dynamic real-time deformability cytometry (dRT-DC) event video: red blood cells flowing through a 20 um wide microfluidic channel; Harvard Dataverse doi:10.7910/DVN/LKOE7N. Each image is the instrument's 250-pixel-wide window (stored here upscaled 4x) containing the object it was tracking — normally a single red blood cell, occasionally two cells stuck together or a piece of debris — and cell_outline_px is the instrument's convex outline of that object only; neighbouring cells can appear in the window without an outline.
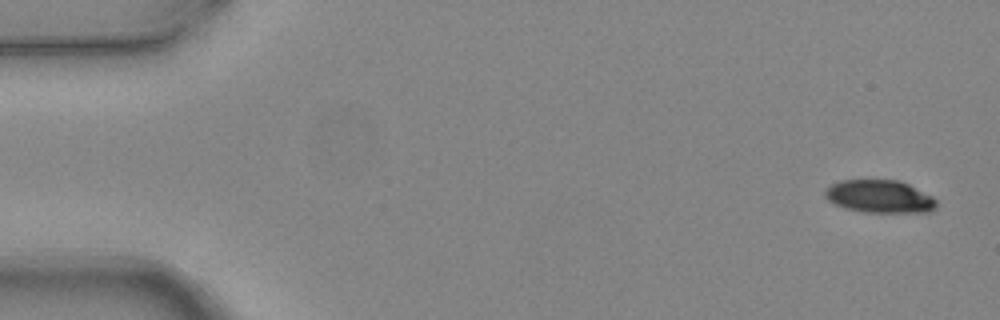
{"species": "common noctule bat (a hibernating species)", "species_latin": "Nyctalus noctula", "temperature_condition": "warm", "stored_images_in_passage": 6, "segment_of_instrument_passage": [1, 2], "camera_frame_rate_fps": 3000, "um_per_image_px": 0.085, "animal": {"sex": "female", "body_mass_g": 24.6, "forearm_length_mm": 56.2}, "frame": {"image": 1, "passage_image": 1, "time_ms": 0.0, "image_size_px": [1000, 320], "cell_outline_px": [[936, 208], [928, 212], [864, 212], [844, 208], [828, 200], [824, 196], [824, 192], [832, 184], [840, 180], [900, 180], [932, 196], [936, 200]], "centroid_in_image_um": [74.76, 16.7], "position_along_channel_um": 10.2, "area_um2": 21.21}}
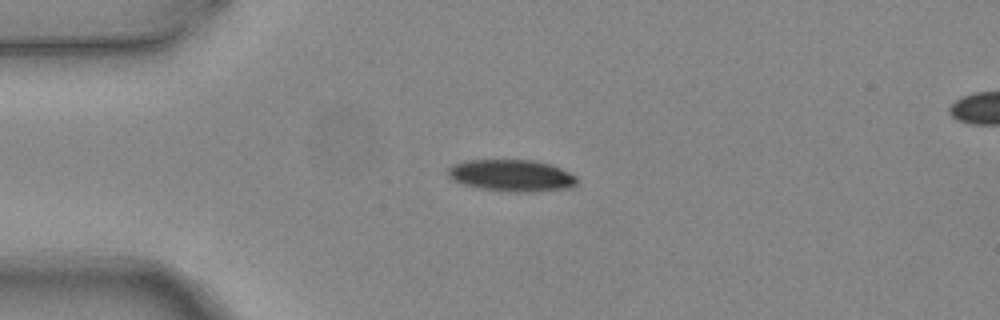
{"frame": {"image": 2, "passage_image": 4, "time_ms": 1.0, "image_size_px": [1000, 320], "cell_outline_px": [[580, 180], [572, 188], [532, 192], [516, 192], [480, 188], [464, 184], [452, 180], [448, 176], [448, 168], [452, 164], [464, 160], [532, 160], [552, 164], [576, 176]], "centroid_in_image_um": [43.51, 14.91], "position_along_channel_um": 41.5, "area_um2": 24.1}}